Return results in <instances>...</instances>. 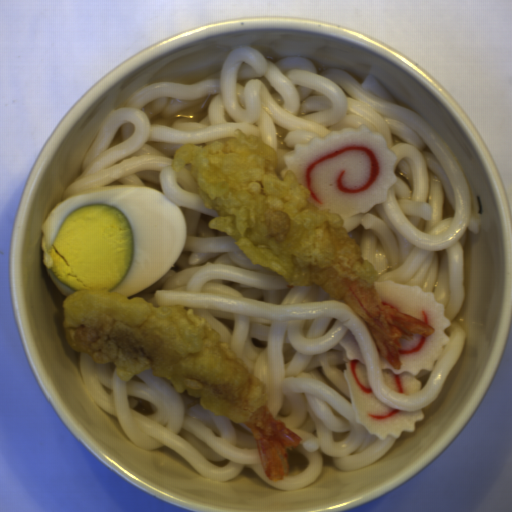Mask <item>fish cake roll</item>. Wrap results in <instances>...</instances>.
Returning <instances> with one entry per match:
<instances>
[{"instance_id":"14b837c1","label":"fish cake roll","mask_w":512,"mask_h":512,"mask_svg":"<svg viewBox=\"0 0 512 512\" xmlns=\"http://www.w3.org/2000/svg\"><path fill=\"white\" fill-rule=\"evenodd\" d=\"M398 160L381 132L365 123L295 145L284 155L279 173L294 172L313 203L338 213L344 222L387 202L389 189L398 183Z\"/></svg>"},{"instance_id":"80858fc9","label":"fish cake roll","mask_w":512,"mask_h":512,"mask_svg":"<svg viewBox=\"0 0 512 512\" xmlns=\"http://www.w3.org/2000/svg\"><path fill=\"white\" fill-rule=\"evenodd\" d=\"M378 297L391 309L430 325L431 336H414L401 340L399 356L401 367L396 369L377 350L378 367L385 386L400 395L420 392L422 383L417 376L421 371H433L451 338L444 330L451 327L444 304H439L434 293L424 292L420 286L399 285L397 281L377 282Z\"/></svg>"},{"instance_id":"0198cecc","label":"fish cake roll","mask_w":512,"mask_h":512,"mask_svg":"<svg viewBox=\"0 0 512 512\" xmlns=\"http://www.w3.org/2000/svg\"><path fill=\"white\" fill-rule=\"evenodd\" d=\"M339 345L346 365L343 374L348 384L353 418L370 436L382 441L388 436L397 439L403 432H415L417 422L425 420L422 408L399 410L384 405L371 388L368 367L352 330L346 332Z\"/></svg>"}]
</instances>
